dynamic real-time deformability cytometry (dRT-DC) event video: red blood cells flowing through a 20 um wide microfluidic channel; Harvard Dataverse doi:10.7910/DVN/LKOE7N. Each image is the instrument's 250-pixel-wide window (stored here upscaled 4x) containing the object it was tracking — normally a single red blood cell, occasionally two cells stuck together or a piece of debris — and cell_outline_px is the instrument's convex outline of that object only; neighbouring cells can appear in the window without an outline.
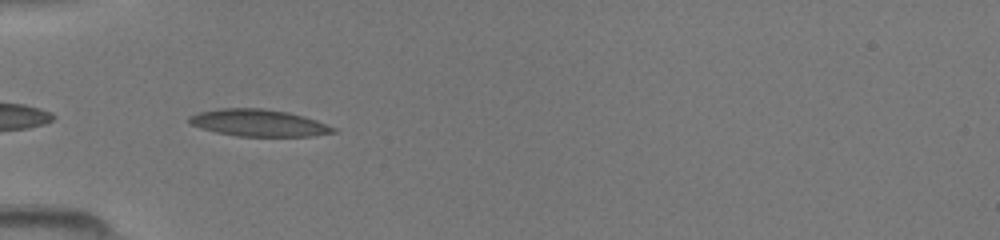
{"species": "common noctule bat (a hibernating species)", "species_latin": "Nyctalus noctula", "temperature_condition": "room temperature", "stored_images_in_passage": 33, "camera_frame_rate_fps": 3000, "um_per_image_px": 0.085, "animal": {"sex": "female", "body_mass_g": 19.5, "forearm_length_mm": 54.1}, "frame": {"image": 1, "passage_image": 2, "time_ms": 0.333, "image_size_px": [1000, 240], "cell_outline_px": [[336, 132], [312, 136], [236, 136], [216, 132], [200, 128], [188, 124], [188, 116], [196, 112], [220, 108], [264, 108], [288, 112], [304, 116], [316, 120], [336, 128]], "centroid_in_image_um": [21.93, 10.44], "position_along_channel_um": 63.1, "area_um2": 22.83}}
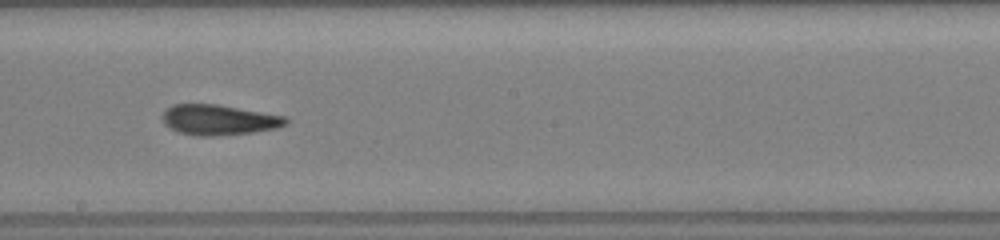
{"frame": {"image": 2, "passage_image": 14, "time_ms": 4.333, "image_size_px": [1000, 240], "cell_outline_px": [[288, 124], [276, 128], [252, 132], [212, 136], [200, 136], [180, 132], [164, 124], [164, 112], [172, 104], [216, 104], [288, 116]], "centroid_in_image_um": [18.66, 10.18], "position_along_channel_um": 229.5, "area_um2": 21.62}}
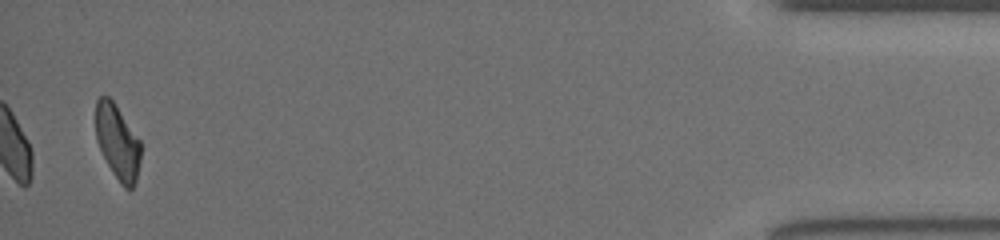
{"frame": {"image": 3, "passage_image": 33, "time_ms": 10.667, "image_size_px": [1000, 240], "cell_outline_px": [[140, 160], [136, 180], [132, 188], [124, 188], [120, 184], [112, 172], [96, 140], [96, 100], [100, 96], [108, 96], [116, 104], [140, 140]], "centroid_in_image_um": [9.99, 12.05], "position_along_channel_um": 425.2, "area_um2": 19.48}}